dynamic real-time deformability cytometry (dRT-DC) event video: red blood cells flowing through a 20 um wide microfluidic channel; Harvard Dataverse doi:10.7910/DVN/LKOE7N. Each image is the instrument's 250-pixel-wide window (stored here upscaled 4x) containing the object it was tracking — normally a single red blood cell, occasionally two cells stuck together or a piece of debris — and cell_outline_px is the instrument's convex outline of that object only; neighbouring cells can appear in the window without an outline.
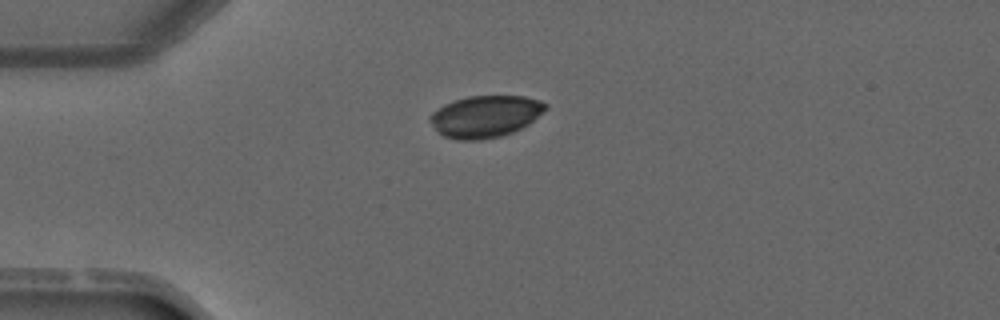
{"species": "common noctule bat (a hibernating species)", "species_latin": "Nyctalus noctula", "temperature_condition": "warm", "stored_images_in_passage": 1, "camera_frame_rate_fps": 3000, "um_per_image_px": 0.085, "animal": {"sex": "male", "forearm_length_mm": 52.5}, "frame": {"image": 1, "passage_image": 1, "time_ms": 0.0, "image_size_px": [1000, 320], "cell_outline_px": [[548, 108], [528, 124], [512, 132], [500, 136], [480, 140], [456, 140], [444, 136], [436, 132], [428, 120], [428, 116], [436, 108], [444, 104], [468, 96], [524, 96], [540, 100], [548, 104]], "centroid_in_image_um": [41.21, 9.89], "position_along_channel_um": 43.8, "area_um2": 28.38}}